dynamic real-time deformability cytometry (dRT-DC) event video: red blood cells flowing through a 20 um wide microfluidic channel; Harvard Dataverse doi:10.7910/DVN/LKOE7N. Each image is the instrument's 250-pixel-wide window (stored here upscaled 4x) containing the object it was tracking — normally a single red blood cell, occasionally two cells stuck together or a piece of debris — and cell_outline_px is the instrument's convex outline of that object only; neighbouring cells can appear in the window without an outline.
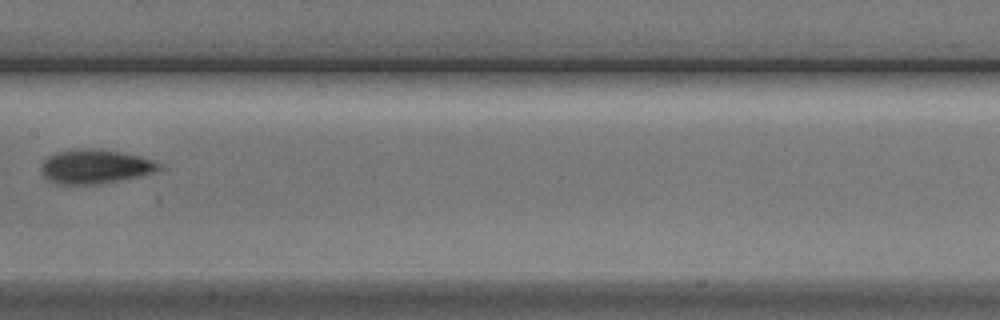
{"species": "Egyptian fruit bat (a non-hibernating species)", "species_latin": "Rousettus aegyptiacus", "temperature_condition": "cold", "stored_images_in_passage": 8, "camera_frame_rate_fps": 3000, "um_per_image_px": 0.085, "animal": {"sex": "male"}, "frame": {"image": 1, "passage_image": 8, "time_ms": 9.0, "image_size_px": [1000, 320], "cell_outline_px": [[164, 168], [140, 176], [96, 184], [60, 184], [48, 180], [40, 172], [40, 164], [48, 156], [56, 152], [80, 148], [92, 148], [120, 152], [140, 156], [152, 160], [160, 164]], "centroid_in_image_um": [8.05, 14.15], "position_along_channel_um": 199.4, "area_um2": 23.41}}